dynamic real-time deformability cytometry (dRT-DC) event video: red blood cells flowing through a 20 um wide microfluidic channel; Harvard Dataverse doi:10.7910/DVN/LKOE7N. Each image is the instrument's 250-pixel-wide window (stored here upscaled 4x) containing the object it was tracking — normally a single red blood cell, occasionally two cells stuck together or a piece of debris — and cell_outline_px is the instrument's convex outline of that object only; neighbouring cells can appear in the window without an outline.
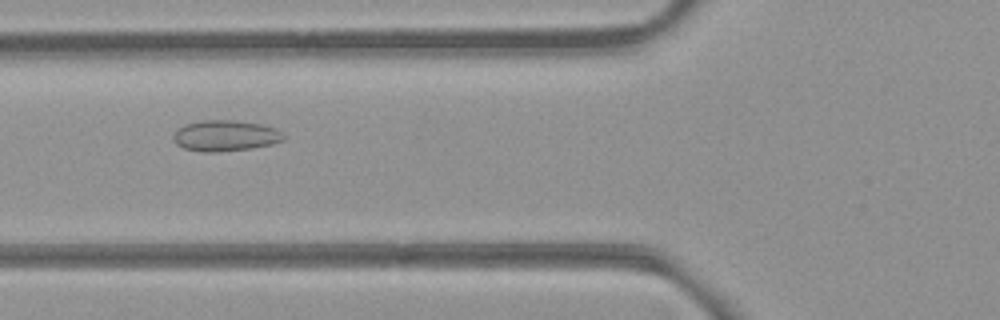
{"species": "common noctule bat (a hibernating species)", "species_latin": "Nyctalus noctula", "temperature_condition": "room temperature", "stored_images_in_passage": 7, "camera_frame_rate_fps": 3000, "um_per_image_px": 0.085, "animal": {"sex": "female", "body_mass_g": 21.9}, "frame": {"image": 1, "passage_image": 4, "time_ms": 1.0, "image_size_px": [1000, 320], "cell_outline_px": [[284, 140], [272, 144], [252, 148], [216, 152], [204, 152], [184, 148], [176, 144], [172, 140], [172, 136], [184, 124], [204, 120], [232, 120], [260, 124], [276, 128], [284, 136]], "centroid_in_image_um": [19.14, 11.54], "position_along_channel_um": 106.7, "area_um2": 19.77}}
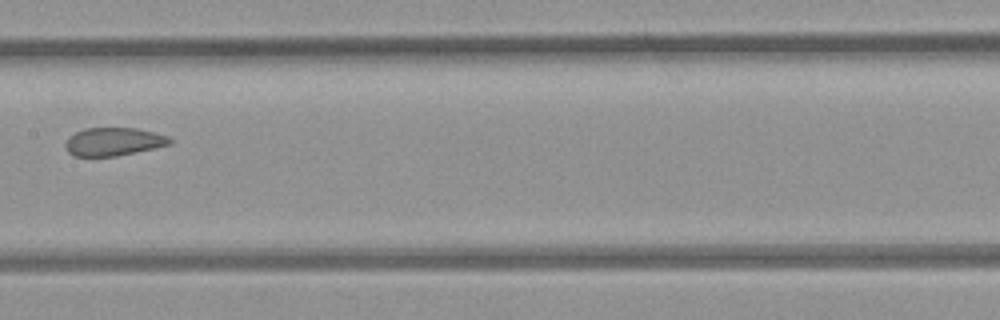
{"frame": {"image": 2, "passage_image": 6, "time_ms": 1.667, "image_size_px": [1000, 320], "cell_outline_px": [[172, 144], [116, 156], [72, 156], [68, 152], [64, 144], [76, 132], [84, 128], [136, 128], [168, 136], [172, 140]], "centroid_in_image_um": [9.65, 12.04], "position_along_channel_um": 197.7, "area_um2": 16.94}}
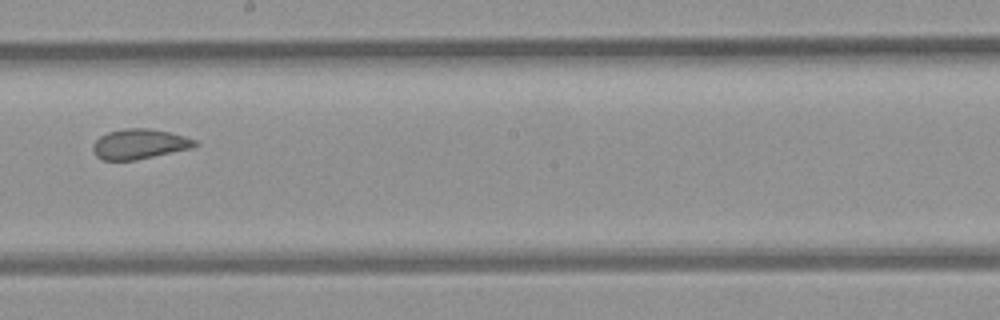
{"frame": {"image": 3, "passage_image": 7, "time_ms": 2.0, "image_size_px": [1000, 320], "cell_outline_px": [[200, 144], [192, 148], [136, 160], [104, 160], [96, 156], [92, 152], [92, 144], [100, 136], [108, 132], [124, 128], [148, 128], [168, 132], [184, 136], [196, 140]], "centroid_in_image_um": [11.84, 12.24], "position_along_channel_um": 236.4, "area_um2": 17.92}}